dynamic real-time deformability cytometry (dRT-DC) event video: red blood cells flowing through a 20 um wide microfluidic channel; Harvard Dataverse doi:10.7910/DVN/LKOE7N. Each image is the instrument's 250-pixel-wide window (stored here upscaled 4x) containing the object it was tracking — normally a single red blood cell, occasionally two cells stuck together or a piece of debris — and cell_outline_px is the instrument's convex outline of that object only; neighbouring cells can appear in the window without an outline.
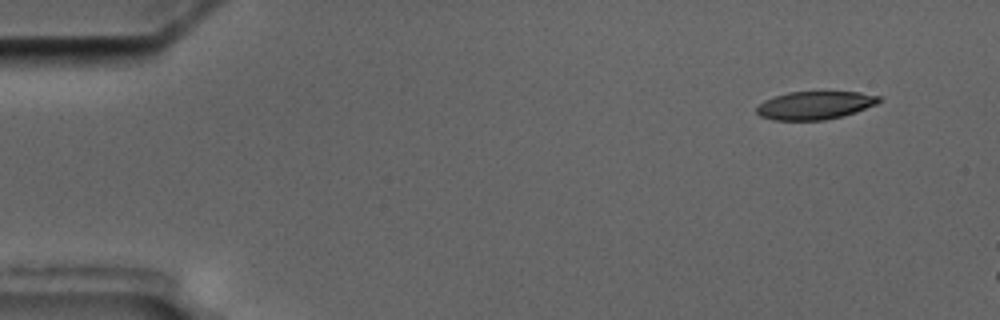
{"species": "common noctule bat (a hibernating species)", "species_latin": "Nyctalus noctula", "temperature_condition": "cold", "stored_images_in_passage": 3, "camera_frame_rate_fps": 3000, "um_per_image_px": 0.085, "animal": {"sex": "male", "body_mass_g": 17.5, "forearm_length_mm": 52.3}, "frame": {"image": 1, "passage_image": 1, "time_ms": 0.0, "image_size_px": [1000, 320], "cell_outline_px": [[880, 100], [876, 104], [856, 112], [824, 120], [772, 120], [760, 116], [756, 112], [756, 108], [764, 100], [788, 92], [860, 92], [880, 96]], "centroid_in_image_um": [69.25, 8.95], "position_along_channel_um": 15.7, "area_um2": 19.88}}